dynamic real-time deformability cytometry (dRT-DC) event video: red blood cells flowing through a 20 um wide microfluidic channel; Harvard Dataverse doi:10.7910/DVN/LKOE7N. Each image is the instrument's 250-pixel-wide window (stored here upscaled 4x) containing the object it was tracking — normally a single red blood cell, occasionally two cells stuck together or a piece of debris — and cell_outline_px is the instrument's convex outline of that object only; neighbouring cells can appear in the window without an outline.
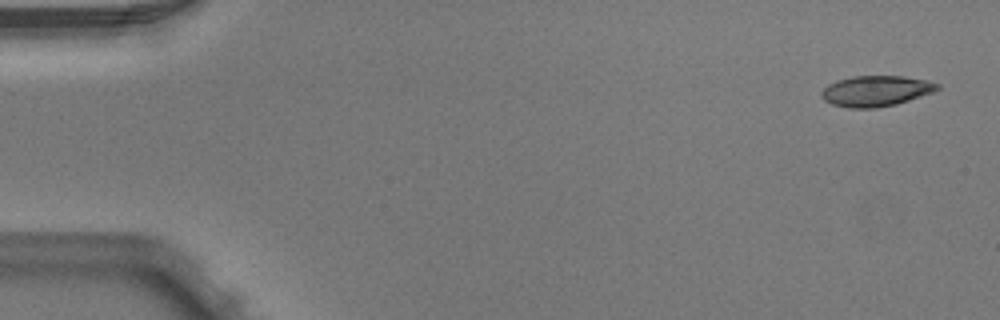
{"species": "Egyptian fruit bat (a non-hibernating species)", "species_latin": "Rousettus aegyptiacus", "temperature_condition": "warm", "stored_images_in_passage": 4, "camera_frame_rate_fps": 3000, "um_per_image_px": 0.085, "animal": {"sex": "male"}, "frame": {"image": 1, "passage_image": 1, "time_ms": 0.0, "image_size_px": [1000, 320], "cell_outline_px": [[940, 88], [932, 92], [896, 104], [876, 108], [848, 108], [832, 104], [824, 100], [820, 96], [820, 92], [828, 84], [836, 80], [852, 76], [904, 76], [928, 80], [940, 84]], "centroid_in_image_um": [74.43, 7.73], "position_along_channel_um": 10.6, "area_um2": 20.81}}